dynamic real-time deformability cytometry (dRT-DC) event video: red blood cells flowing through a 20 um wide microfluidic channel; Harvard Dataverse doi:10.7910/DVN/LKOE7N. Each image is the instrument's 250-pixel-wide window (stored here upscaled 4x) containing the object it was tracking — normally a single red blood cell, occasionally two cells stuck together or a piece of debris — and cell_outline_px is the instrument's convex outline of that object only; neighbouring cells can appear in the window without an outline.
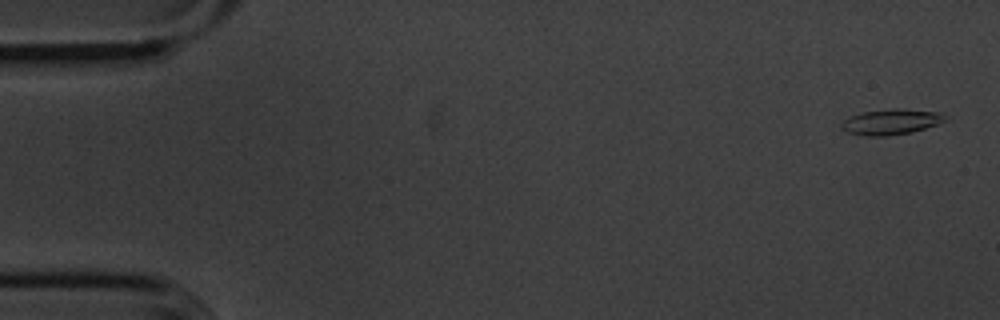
{"species": "common noctule bat (a hibernating species)", "species_latin": "Nyctalus noctula", "temperature_condition": "cold", "stored_images_in_passage": 55, "camera_frame_rate_fps": 3000, "um_per_image_px": 0.085, "animal": {"sex": "male", "body_mass_g": 20.1, "forearm_length_mm": 53.5}, "frame": {"image": 1, "passage_image": 2, "time_ms": 0.333, "image_size_px": [1000, 320], "cell_outline_px": [[948, 120], [912, 132], [888, 136], [864, 136], [848, 132], [840, 128], [840, 124], [848, 116], [864, 112], [892, 108], [900, 108], [940, 112]], "centroid_in_image_um": [75.71, 10.35], "position_along_channel_um": 9.3, "area_um2": 15.49}}
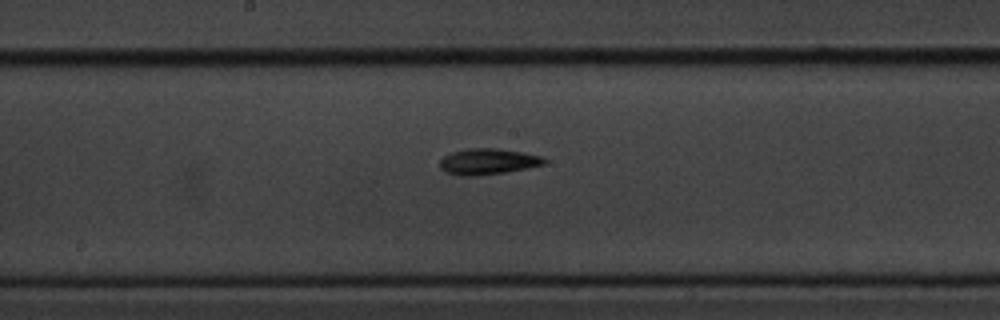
{"frame": {"image": 2, "passage_image": 29, "time_ms": 9.333, "image_size_px": [1000, 320], "cell_outline_px": [[548, 160], [544, 164], [504, 172], [476, 176], [460, 176], [444, 172], [440, 168], [440, 160], [444, 156], [452, 152], [468, 148], [496, 148], [524, 152], [544, 156]], "centroid_in_image_um": [41.46, 13.72], "position_along_channel_um": 206.7, "area_um2": 15.9}}
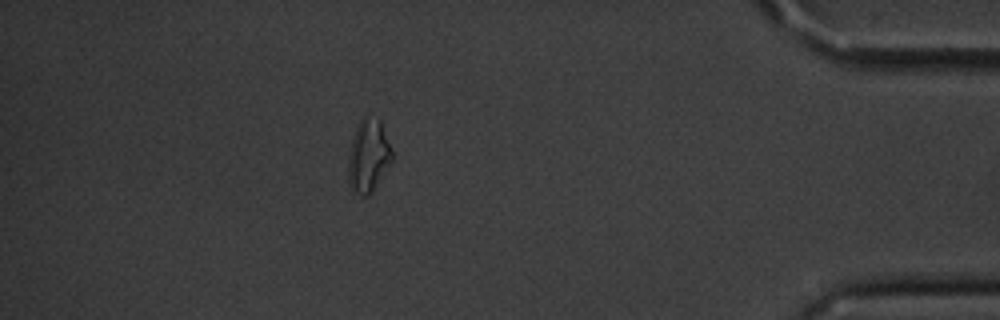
{"frame": {"image": 3, "passage_image": 49, "time_ms": 16.0, "image_size_px": [1000, 320], "cell_outline_px": [[392, 160], [372, 192], [368, 196], [360, 196], [352, 192], [348, 184], [348, 160], [352, 140], [356, 128], [360, 120], [364, 116], [368, 116], [380, 120], [392, 152]], "centroid_in_image_um": [31.28, 13.3], "position_along_channel_um": 403.9, "area_um2": 18.44}, "authors_computed_cell_mechanics": {"area_um2": 15.2014, "velocity_mm_per_s": 3.6163, "shape_relaxation_time_tau1_ms": 3.2338, "shape_relaxation_time_tau2_ms": null, "deformation_change_tau1": 0.1293, "deformation_change_tau2": null}}